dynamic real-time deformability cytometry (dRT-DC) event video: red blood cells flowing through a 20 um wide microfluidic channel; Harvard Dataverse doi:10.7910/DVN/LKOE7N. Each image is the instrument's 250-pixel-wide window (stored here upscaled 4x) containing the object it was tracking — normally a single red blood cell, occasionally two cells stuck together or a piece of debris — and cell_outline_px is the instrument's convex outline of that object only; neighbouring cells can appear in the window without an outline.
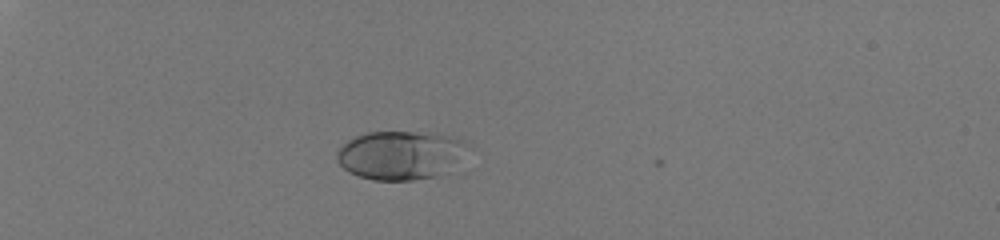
{"species": "human", "species_latin": "Homo sapiens", "temperature_condition": "room temperature", "stored_images_in_passage": 37, "camera_frame_rate_fps": 3000, "um_per_image_px": 0.085, "donor": {"sex": "male"}, "frame": {"image": 1, "passage_image": 1, "time_ms": 0.0, "image_size_px": [1000, 240], "cell_outline_px": [[468, 144], [436, 176], [412, 180], [372, 180], [348, 172], [336, 160], [336, 152], [348, 140], [356, 136], [368, 132], [416, 132], [448, 136], [468, 140]], "centroid_in_image_um": [33.88, 13.17], "position_along_channel_um": 51.1, "area_um2": 35.84}}
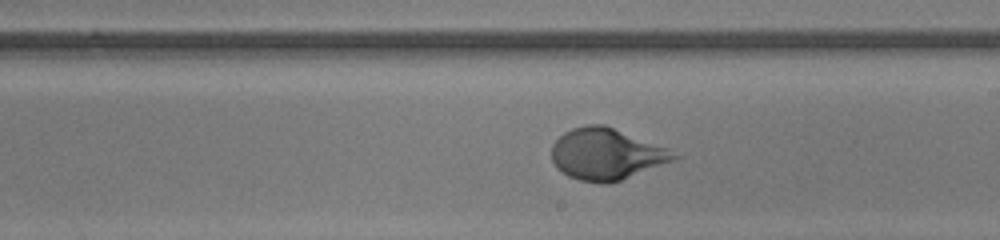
{"frame": {"image": 2, "passage_image": 19, "time_ms": 6.0, "image_size_px": [1000, 240], "cell_outline_px": [[680, 156], [672, 160], [620, 180], [608, 184], [604, 184], [580, 180], [568, 176], [556, 168], [552, 160], [552, 144], [564, 132], [572, 128], [584, 124], [604, 124], [668, 148]], "centroid_in_image_um": [51.49, 13.08], "position_along_channel_um": 237.5, "area_um2": 36.36}}
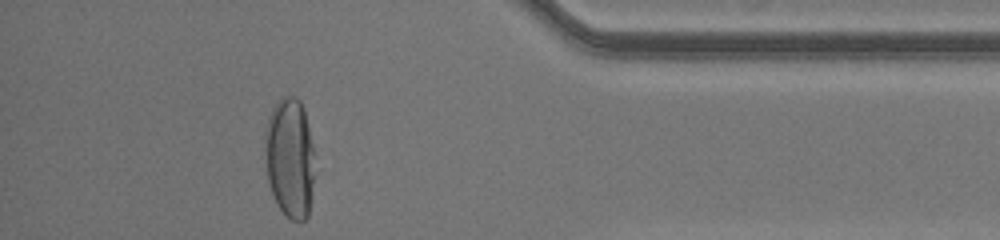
{"frame": {"image": 3, "passage_image": 33, "time_ms": 10.667, "image_size_px": [1000, 240], "cell_outline_px": [[312, 184], [308, 216], [304, 220], [292, 220], [276, 204], [268, 180], [264, 156], [264, 132], [268, 116], [272, 108], [280, 96], [296, 96], [300, 100], [304, 108], [312, 144]], "centroid_in_image_um": [24.59, 13.34], "position_along_channel_um": 410.6, "area_um2": 34.68}, "authors_computed_cell_mechanics": {"area_um2": 35.8938, "velocity_mm_per_s": 4.0935, "shape_relaxation_time_tau1_ms": 2.6352, "shape_relaxation_time_tau2_ms": null, "deformation_change_tau1": 0.2119, "deformation_change_tau2": null}}